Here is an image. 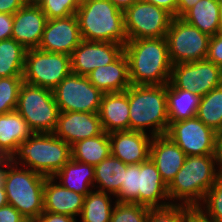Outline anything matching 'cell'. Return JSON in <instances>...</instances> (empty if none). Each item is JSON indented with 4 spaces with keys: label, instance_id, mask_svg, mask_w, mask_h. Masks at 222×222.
Masks as SVG:
<instances>
[{
    "label": "cell",
    "instance_id": "cell-1",
    "mask_svg": "<svg viewBox=\"0 0 222 222\" xmlns=\"http://www.w3.org/2000/svg\"><path fill=\"white\" fill-rule=\"evenodd\" d=\"M131 85H164L172 63L166 37L128 40L124 45Z\"/></svg>",
    "mask_w": 222,
    "mask_h": 222
},
{
    "label": "cell",
    "instance_id": "cell-2",
    "mask_svg": "<svg viewBox=\"0 0 222 222\" xmlns=\"http://www.w3.org/2000/svg\"><path fill=\"white\" fill-rule=\"evenodd\" d=\"M220 174L217 155L187 156L168 185L170 203L199 206Z\"/></svg>",
    "mask_w": 222,
    "mask_h": 222
},
{
    "label": "cell",
    "instance_id": "cell-3",
    "mask_svg": "<svg viewBox=\"0 0 222 222\" xmlns=\"http://www.w3.org/2000/svg\"><path fill=\"white\" fill-rule=\"evenodd\" d=\"M128 103L131 131L149 133L152 137L167 133L166 84L130 85Z\"/></svg>",
    "mask_w": 222,
    "mask_h": 222
},
{
    "label": "cell",
    "instance_id": "cell-4",
    "mask_svg": "<svg viewBox=\"0 0 222 222\" xmlns=\"http://www.w3.org/2000/svg\"><path fill=\"white\" fill-rule=\"evenodd\" d=\"M71 159V145L54 133H33L11 157L13 164L46 177H53Z\"/></svg>",
    "mask_w": 222,
    "mask_h": 222
},
{
    "label": "cell",
    "instance_id": "cell-5",
    "mask_svg": "<svg viewBox=\"0 0 222 222\" xmlns=\"http://www.w3.org/2000/svg\"><path fill=\"white\" fill-rule=\"evenodd\" d=\"M76 16L82 40L122 45L127 43L123 10L109 0H87L80 3Z\"/></svg>",
    "mask_w": 222,
    "mask_h": 222
},
{
    "label": "cell",
    "instance_id": "cell-6",
    "mask_svg": "<svg viewBox=\"0 0 222 222\" xmlns=\"http://www.w3.org/2000/svg\"><path fill=\"white\" fill-rule=\"evenodd\" d=\"M45 180L46 176L13 163L7 168L4 188L8 204L15 207L28 222H34L44 211Z\"/></svg>",
    "mask_w": 222,
    "mask_h": 222
},
{
    "label": "cell",
    "instance_id": "cell-7",
    "mask_svg": "<svg viewBox=\"0 0 222 222\" xmlns=\"http://www.w3.org/2000/svg\"><path fill=\"white\" fill-rule=\"evenodd\" d=\"M16 111L26 120L33 133H53L59 115L53 91L23 82Z\"/></svg>",
    "mask_w": 222,
    "mask_h": 222
},
{
    "label": "cell",
    "instance_id": "cell-8",
    "mask_svg": "<svg viewBox=\"0 0 222 222\" xmlns=\"http://www.w3.org/2000/svg\"><path fill=\"white\" fill-rule=\"evenodd\" d=\"M71 72L70 55L38 48L25 53L23 81L53 90Z\"/></svg>",
    "mask_w": 222,
    "mask_h": 222
},
{
    "label": "cell",
    "instance_id": "cell-9",
    "mask_svg": "<svg viewBox=\"0 0 222 222\" xmlns=\"http://www.w3.org/2000/svg\"><path fill=\"white\" fill-rule=\"evenodd\" d=\"M210 38L181 17H174L166 34L172 65L206 59Z\"/></svg>",
    "mask_w": 222,
    "mask_h": 222
},
{
    "label": "cell",
    "instance_id": "cell-10",
    "mask_svg": "<svg viewBox=\"0 0 222 222\" xmlns=\"http://www.w3.org/2000/svg\"><path fill=\"white\" fill-rule=\"evenodd\" d=\"M128 40L166 37L174 16L152 3L138 0L124 11Z\"/></svg>",
    "mask_w": 222,
    "mask_h": 222
},
{
    "label": "cell",
    "instance_id": "cell-11",
    "mask_svg": "<svg viewBox=\"0 0 222 222\" xmlns=\"http://www.w3.org/2000/svg\"><path fill=\"white\" fill-rule=\"evenodd\" d=\"M59 112L98 113L103 93L88 77L70 72L53 90Z\"/></svg>",
    "mask_w": 222,
    "mask_h": 222
},
{
    "label": "cell",
    "instance_id": "cell-12",
    "mask_svg": "<svg viewBox=\"0 0 222 222\" xmlns=\"http://www.w3.org/2000/svg\"><path fill=\"white\" fill-rule=\"evenodd\" d=\"M169 84L200 97L222 85V68L207 59L172 65Z\"/></svg>",
    "mask_w": 222,
    "mask_h": 222
},
{
    "label": "cell",
    "instance_id": "cell-13",
    "mask_svg": "<svg viewBox=\"0 0 222 222\" xmlns=\"http://www.w3.org/2000/svg\"><path fill=\"white\" fill-rule=\"evenodd\" d=\"M187 156L217 155V132L197 117L173 122L166 133Z\"/></svg>",
    "mask_w": 222,
    "mask_h": 222
},
{
    "label": "cell",
    "instance_id": "cell-14",
    "mask_svg": "<svg viewBox=\"0 0 222 222\" xmlns=\"http://www.w3.org/2000/svg\"><path fill=\"white\" fill-rule=\"evenodd\" d=\"M123 52L122 44L82 40L70 55L71 72L87 77L96 68L114 62Z\"/></svg>",
    "mask_w": 222,
    "mask_h": 222
},
{
    "label": "cell",
    "instance_id": "cell-15",
    "mask_svg": "<svg viewBox=\"0 0 222 222\" xmlns=\"http://www.w3.org/2000/svg\"><path fill=\"white\" fill-rule=\"evenodd\" d=\"M82 37L76 14L65 18L49 19L38 49L71 55L81 43Z\"/></svg>",
    "mask_w": 222,
    "mask_h": 222
},
{
    "label": "cell",
    "instance_id": "cell-16",
    "mask_svg": "<svg viewBox=\"0 0 222 222\" xmlns=\"http://www.w3.org/2000/svg\"><path fill=\"white\" fill-rule=\"evenodd\" d=\"M103 132L98 113L59 112L54 134L71 146Z\"/></svg>",
    "mask_w": 222,
    "mask_h": 222
},
{
    "label": "cell",
    "instance_id": "cell-17",
    "mask_svg": "<svg viewBox=\"0 0 222 222\" xmlns=\"http://www.w3.org/2000/svg\"><path fill=\"white\" fill-rule=\"evenodd\" d=\"M47 21L40 6L25 4L13 14L11 38L25 49L38 48Z\"/></svg>",
    "mask_w": 222,
    "mask_h": 222
},
{
    "label": "cell",
    "instance_id": "cell-18",
    "mask_svg": "<svg viewBox=\"0 0 222 222\" xmlns=\"http://www.w3.org/2000/svg\"><path fill=\"white\" fill-rule=\"evenodd\" d=\"M152 136L138 131H116L109 133L111 155L124 164H140L150 156Z\"/></svg>",
    "mask_w": 222,
    "mask_h": 222
},
{
    "label": "cell",
    "instance_id": "cell-19",
    "mask_svg": "<svg viewBox=\"0 0 222 222\" xmlns=\"http://www.w3.org/2000/svg\"><path fill=\"white\" fill-rule=\"evenodd\" d=\"M149 157L168 186L184 165L187 155L170 137L164 134L152 138Z\"/></svg>",
    "mask_w": 222,
    "mask_h": 222
},
{
    "label": "cell",
    "instance_id": "cell-20",
    "mask_svg": "<svg viewBox=\"0 0 222 222\" xmlns=\"http://www.w3.org/2000/svg\"><path fill=\"white\" fill-rule=\"evenodd\" d=\"M84 195L63 187L53 177H46L43 191V208L46 212L80 217Z\"/></svg>",
    "mask_w": 222,
    "mask_h": 222
},
{
    "label": "cell",
    "instance_id": "cell-21",
    "mask_svg": "<svg viewBox=\"0 0 222 222\" xmlns=\"http://www.w3.org/2000/svg\"><path fill=\"white\" fill-rule=\"evenodd\" d=\"M98 114L106 133L130 130L128 88L124 92L103 93Z\"/></svg>",
    "mask_w": 222,
    "mask_h": 222
},
{
    "label": "cell",
    "instance_id": "cell-22",
    "mask_svg": "<svg viewBox=\"0 0 222 222\" xmlns=\"http://www.w3.org/2000/svg\"><path fill=\"white\" fill-rule=\"evenodd\" d=\"M139 204L149 208L165 207L171 204L168 186L162 180L150 157L140 163Z\"/></svg>",
    "mask_w": 222,
    "mask_h": 222
},
{
    "label": "cell",
    "instance_id": "cell-23",
    "mask_svg": "<svg viewBox=\"0 0 222 222\" xmlns=\"http://www.w3.org/2000/svg\"><path fill=\"white\" fill-rule=\"evenodd\" d=\"M87 77L102 93L124 92L131 85L125 53L111 64L96 68Z\"/></svg>",
    "mask_w": 222,
    "mask_h": 222
},
{
    "label": "cell",
    "instance_id": "cell-24",
    "mask_svg": "<svg viewBox=\"0 0 222 222\" xmlns=\"http://www.w3.org/2000/svg\"><path fill=\"white\" fill-rule=\"evenodd\" d=\"M53 178L63 187L84 196L94 190V166L71 159Z\"/></svg>",
    "mask_w": 222,
    "mask_h": 222
},
{
    "label": "cell",
    "instance_id": "cell-25",
    "mask_svg": "<svg viewBox=\"0 0 222 222\" xmlns=\"http://www.w3.org/2000/svg\"><path fill=\"white\" fill-rule=\"evenodd\" d=\"M33 131L26 120L16 111L0 114V145L12 155L18 145L26 141Z\"/></svg>",
    "mask_w": 222,
    "mask_h": 222
},
{
    "label": "cell",
    "instance_id": "cell-26",
    "mask_svg": "<svg viewBox=\"0 0 222 222\" xmlns=\"http://www.w3.org/2000/svg\"><path fill=\"white\" fill-rule=\"evenodd\" d=\"M166 98L169 126L173 122L196 117L201 99L196 93L173 88L168 83Z\"/></svg>",
    "mask_w": 222,
    "mask_h": 222
},
{
    "label": "cell",
    "instance_id": "cell-27",
    "mask_svg": "<svg viewBox=\"0 0 222 222\" xmlns=\"http://www.w3.org/2000/svg\"><path fill=\"white\" fill-rule=\"evenodd\" d=\"M181 18L210 36L222 31L218 0H199Z\"/></svg>",
    "mask_w": 222,
    "mask_h": 222
},
{
    "label": "cell",
    "instance_id": "cell-28",
    "mask_svg": "<svg viewBox=\"0 0 222 222\" xmlns=\"http://www.w3.org/2000/svg\"><path fill=\"white\" fill-rule=\"evenodd\" d=\"M126 164L110 155L94 166V190L115 196L124 181Z\"/></svg>",
    "mask_w": 222,
    "mask_h": 222
},
{
    "label": "cell",
    "instance_id": "cell-29",
    "mask_svg": "<svg viewBox=\"0 0 222 222\" xmlns=\"http://www.w3.org/2000/svg\"><path fill=\"white\" fill-rule=\"evenodd\" d=\"M72 159L96 166L111 155L109 134L100 135L76 142L71 146Z\"/></svg>",
    "mask_w": 222,
    "mask_h": 222
},
{
    "label": "cell",
    "instance_id": "cell-30",
    "mask_svg": "<svg viewBox=\"0 0 222 222\" xmlns=\"http://www.w3.org/2000/svg\"><path fill=\"white\" fill-rule=\"evenodd\" d=\"M115 196L92 190L84 197L83 209L78 222H110ZM114 200V201H113Z\"/></svg>",
    "mask_w": 222,
    "mask_h": 222
},
{
    "label": "cell",
    "instance_id": "cell-31",
    "mask_svg": "<svg viewBox=\"0 0 222 222\" xmlns=\"http://www.w3.org/2000/svg\"><path fill=\"white\" fill-rule=\"evenodd\" d=\"M26 50L12 38L0 41V78L23 76Z\"/></svg>",
    "mask_w": 222,
    "mask_h": 222
},
{
    "label": "cell",
    "instance_id": "cell-32",
    "mask_svg": "<svg viewBox=\"0 0 222 222\" xmlns=\"http://www.w3.org/2000/svg\"><path fill=\"white\" fill-rule=\"evenodd\" d=\"M196 117L215 132H219L222 127V85L201 97Z\"/></svg>",
    "mask_w": 222,
    "mask_h": 222
},
{
    "label": "cell",
    "instance_id": "cell-33",
    "mask_svg": "<svg viewBox=\"0 0 222 222\" xmlns=\"http://www.w3.org/2000/svg\"><path fill=\"white\" fill-rule=\"evenodd\" d=\"M140 164H126L124 181L122 182L115 199L118 202L139 204Z\"/></svg>",
    "mask_w": 222,
    "mask_h": 222
},
{
    "label": "cell",
    "instance_id": "cell-34",
    "mask_svg": "<svg viewBox=\"0 0 222 222\" xmlns=\"http://www.w3.org/2000/svg\"><path fill=\"white\" fill-rule=\"evenodd\" d=\"M23 77L0 78V114L16 110Z\"/></svg>",
    "mask_w": 222,
    "mask_h": 222
},
{
    "label": "cell",
    "instance_id": "cell-35",
    "mask_svg": "<svg viewBox=\"0 0 222 222\" xmlns=\"http://www.w3.org/2000/svg\"><path fill=\"white\" fill-rule=\"evenodd\" d=\"M149 207L129 202H116L110 222H147Z\"/></svg>",
    "mask_w": 222,
    "mask_h": 222
},
{
    "label": "cell",
    "instance_id": "cell-36",
    "mask_svg": "<svg viewBox=\"0 0 222 222\" xmlns=\"http://www.w3.org/2000/svg\"><path fill=\"white\" fill-rule=\"evenodd\" d=\"M199 207L211 218L213 222H222V174L207 191Z\"/></svg>",
    "mask_w": 222,
    "mask_h": 222
},
{
    "label": "cell",
    "instance_id": "cell-37",
    "mask_svg": "<svg viewBox=\"0 0 222 222\" xmlns=\"http://www.w3.org/2000/svg\"><path fill=\"white\" fill-rule=\"evenodd\" d=\"M79 5L77 0H45L40 7L49 20L76 14Z\"/></svg>",
    "mask_w": 222,
    "mask_h": 222
},
{
    "label": "cell",
    "instance_id": "cell-38",
    "mask_svg": "<svg viewBox=\"0 0 222 222\" xmlns=\"http://www.w3.org/2000/svg\"><path fill=\"white\" fill-rule=\"evenodd\" d=\"M188 207L170 204L165 207L150 208L147 222H183V213Z\"/></svg>",
    "mask_w": 222,
    "mask_h": 222
},
{
    "label": "cell",
    "instance_id": "cell-39",
    "mask_svg": "<svg viewBox=\"0 0 222 222\" xmlns=\"http://www.w3.org/2000/svg\"><path fill=\"white\" fill-rule=\"evenodd\" d=\"M206 59L222 68V31L211 36Z\"/></svg>",
    "mask_w": 222,
    "mask_h": 222
},
{
    "label": "cell",
    "instance_id": "cell-40",
    "mask_svg": "<svg viewBox=\"0 0 222 222\" xmlns=\"http://www.w3.org/2000/svg\"><path fill=\"white\" fill-rule=\"evenodd\" d=\"M183 222H213L211 218L199 207H188L183 213Z\"/></svg>",
    "mask_w": 222,
    "mask_h": 222
},
{
    "label": "cell",
    "instance_id": "cell-41",
    "mask_svg": "<svg viewBox=\"0 0 222 222\" xmlns=\"http://www.w3.org/2000/svg\"><path fill=\"white\" fill-rule=\"evenodd\" d=\"M0 222H28L27 219L12 205L0 208Z\"/></svg>",
    "mask_w": 222,
    "mask_h": 222
},
{
    "label": "cell",
    "instance_id": "cell-42",
    "mask_svg": "<svg viewBox=\"0 0 222 222\" xmlns=\"http://www.w3.org/2000/svg\"><path fill=\"white\" fill-rule=\"evenodd\" d=\"M13 14L0 13V41L11 39Z\"/></svg>",
    "mask_w": 222,
    "mask_h": 222
},
{
    "label": "cell",
    "instance_id": "cell-43",
    "mask_svg": "<svg viewBox=\"0 0 222 222\" xmlns=\"http://www.w3.org/2000/svg\"><path fill=\"white\" fill-rule=\"evenodd\" d=\"M78 219L65 215L43 211L34 222H77Z\"/></svg>",
    "mask_w": 222,
    "mask_h": 222
},
{
    "label": "cell",
    "instance_id": "cell-44",
    "mask_svg": "<svg viewBox=\"0 0 222 222\" xmlns=\"http://www.w3.org/2000/svg\"><path fill=\"white\" fill-rule=\"evenodd\" d=\"M25 4V0H0V13L14 14Z\"/></svg>",
    "mask_w": 222,
    "mask_h": 222
},
{
    "label": "cell",
    "instance_id": "cell-45",
    "mask_svg": "<svg viewBox=\"0 0 222 222\" xmlns=\"http://www.w3.org/2000/svg\"><path fill=\"white\" fill-rule=\"evenodd\" d=\"M152 3L158 7H161L171 13L174 17H177V5L178 0H142Z\"/></svg>",
    "mask_w": 222,
    "mask_h": 222
},
{
    "label": "cell",
    "instance_id": "cell-46",
    "mask_svg": "<svg viewBox=\"0 0 222 222\" xmlns=\"http://www.w3.org/2000/svg\"><path fill=\"white\" fill-rule=\"evenodd\" d=\"M199 0H178L177 17H182Z\"/></svg>",
    "mask_w": 222,
    "mask_h": 222
},
{
    "label": "cell",
    "instance_id": "cell-47",
    "mask_svg": "<svg viewBox=\"0 0 222 222\" xmlns=\"http://www.w3.org/2000/svg\"><path fill=\"white\" fill-rule=\"evenodd\" d=\"M112 4L121 10H125L138 0H109Z\"/></svg>",
    "mask_w": 222,
    "mask_h": 222
},
{
    "label": "cell",
    "instance_id": "cell-48",
    "mask_svg": "<svg viewBox=\"0 0 222 222\" xmlns=\"http://www.w3.org/2000/svg\"><path fill=\"white\" fill-rule=\"evenodd\" d=\"M12 164V162L0 163V188H4L5 174L7 168Z\"/></svg>",
    "mask_w": 222,
    "mask_h": 222
},
{
    "label": "cell",
    "instance_id": "cell-49",
    "mask_svg": "<svg viewBox=\"0 0 222 222\" xmlns=\"http://www.w3.org/2000/svg\"><path fill=\"white\" fill-rule=\"evenodd\" d=\"M217 161H218L219 171L222 174V136H218Z\"/></svg>",
    "mask_w": 222,
    "mask_h": 222
},
{
    "label": "cell",
    "instance_id": "cell-50",
    "mask_svg": "<svg viewBox=\"0 0 222 222\" xmlns=\"http://www.w3.org/2000/svg\"><path fill=\"white\" fill-rule=\"evenodd\" d=\"M4 162H12L11 156L8 154V152L0 145V163Z\"/></svg>",
    "mask_w": 222,
    "mask_h": 222
},
{
    "label": "cell",
    "instance_id": "cell-51",
    "mask_svg": "<svg viewBox=\"0 0 222 222\" xmlns=\"http://www.w3.org/2000/svg\"><path fill=\"white\" fill-rule=\"evenodd\" d=\"M6 205H8V200L5 188H0V208Z\"/></svg>",
    "mask_w": 222,
    "mask_h": 222
},
{
    "label": "cell",
    "instance_id": "cell-52",
    "mask_svg": "<svg viewBox=\"0 0 222 222\" xmlns=\"http://www.w3.org/2000/svg\"><path fill=\"white\" fill-rule=\"evenodd\" d=\"M45 0H25L27 5L41 6Z\"/></svg>",
    "mask_w": 222,
    "mask_h": 222
},
{
    "label": "cell",
    "instance_id": "cell-53",
    "mask_svg": "<svg viewBox=\"0 0 222 222\" xmlns=\"http://www.w3.org/2000/svg\"><path fill=\"white\" fill-rule=\"evenodd\" d=\"M219 3V17H220V25L222 27V0H218Z\"/></svg>",
    "mask_w": 222,
    "mask_h": 222
},
{
    "label": "cell",
    "instance_id": "cell-54",
    "mask_svg": "<svg viewBox=\"0 0 222 222\" xmlns=\"http://www.w3.org/2000/svg\"><path fill=\"white\" fill-rule=\"evenodd\" d=\"M218 136H222V127L220 128L219 132L217 133Z\"/></svg>",
    "mask_w": 222,
    "mask_h": 222
},
{
    "label": "cell",
    "instance_id": "cell-55",
    "mask_svg": "<svg viewBox=\"0 0 222 222\" xmlns=\"http://www.w3.org/2000/svg\"><path fill=\"white\" fill-rule=\"evenodd\" d=\"M79 3H83V2H85V1H87V0H77Z\"/></svg>",
    "mask_w": 222,
    "mask_h": 222
}]
</instances>
